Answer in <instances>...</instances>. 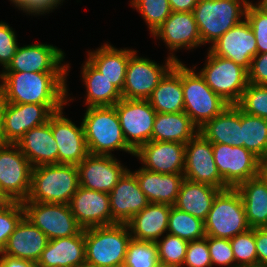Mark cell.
Segmentation results:
<instances>
[{"mask_svg": "<svg viewBox=\"0 0 267 267\" xmlns=\"http://www.w3.org/2000/svg\"><path fill=\"white\" fill-rule=\"evenodd\" d=\"M67 76L68 72H0V92L9 103L68 104L73 98H67Z\"/></svg>", "mask_w": 267, "mask_h": 267, "instance_id": "6da1fadb", "label": "cell"}, {"mask_svg": "<svg viewBox=\"0 0 267 267\" xmlns=\"http://www.w3.org/2000/svg\"><path fill=\"white\" fill-rule=\"evenodd\" d=\"M82 125L89 154L112 156L111 151L122 150L134 156L124 139L114 106L87 107Z\"/></svg>", "mask_w": 267, "mask_h": 267, "instance_id": "7a4b0ae2", "label": "cell"}, {"mask_svg": "<svg viewBox=\"0 0 267 267\" xmlns=\"http://www.w3.org/2000/svg\"><path fill=\"white\" fill-rule=\"evenodd\" d=\"M79 187L78 168L70 164L40 165L32 169L31 202L70 203Z\"/></svg>", "mask_w": 267, "mask_h": 267, "instance_id": "3957f363", "label": "cell"}, {"mask_svg": "<svg viewBox=\"0 0 267 267\" xmlns=\"http://www.w3.org/2000/svg\"><path fill=\"white\" fill-rule=\"evenodd\" d=\"M131 239L127 223L85 229L86 263L95 267L123 264Z\"/></svg>", "mask_w": 267, "mask_h": 267, "instance_id": "277c9868", "label": "cell"}, {"mask_svg": "<svg viewBox=\"0 0 267 267\" xmlns=\"http://www.w3.org/2000/svg\"><path fill=\"white\" fill-rule=\"evenodd\" d=\"M248 0H199L193 9L202 45H211L246 17ZM243 17V18H242Z\"/></svg>", "mask_w": 267, "mask_h": 267, "instance_id": "5b68a950", "label": "cell"}, {"mask_svg": "<svg viewBox=\"0 0 267 267\" xmlns=\"http://www.w3.org/2000/svg\"><path fill=\"white\" fill-rule=\"evenodd\" d=\"M182 63V87L184 112L200 129L208 121L219 115L229 104L218 96L196 71Z\"/></svg>", "mask_w": 267, "mask_h": 267, "instance_id": "8992f818", "label": "cell"}, {"mask_svg": "<svg viewBox=\"0 0 267 267\" xmlns=\"http://www.w3.org/2000/svg\"><path fill=\"white\" fill-rule=\"evenodd\" d=\"M206 236L231 239L250 229L240 193L236 188L220 190L204 221Z\"/></svg>", "mask_w": 267, "mask_h": 267, "instance_id": "52a82bcc", "label": "cell"}, {"mask_svg": "<svg viewBox=\"0 0 267 267\" xmlns=\"http://www.w3.org/2000/svg\"><path fill=\"white\" fill-rule=\"evenodd\" d=\"M200 75L207 85L229 105H237L248 85V71L230 59L207 52Z\"/></svg>", "mask_w": 267, "mask_h": 267, "instance_id": "ba28073f", "label": "cell"}, {"mask_svg": "<svg viewBox=\"0 0 267 267\" xmlns=\"http://www.w3.org/2000/svg\"><path fill=\"white\" fill-rule=\"evenodd\" d=\"M33 166L17 144L0 143V191L9 201H25L31 190Z\"/></svg>", "mask_w": 267, "mask_h": 267, "instance_id": "9c48e42d", "label": "cell"}, {"mask_svg": "<svg viewBox=\"0 0 267 267\" xmlns=\"http://www.w3.org/2000/svg\"><path fill=\"white\" fill-rule=\"evenodd\" d=\"M66 104H16L6 102L3 112L1 143L17 144L32 128L41 126Z\"/></svg>", "mask_w": 267, "mask_h": 267, "instance_id": "30bf717a", "label": "cell"}, {"mask_svg": "<svg viewBox=\"0 0 267 267\" xmlns=\"http://www.w3.org/2000/svg\"><path fill=\"white\" fill-rule=\"evenodd\" d=\"M22 204L25 217L49 240L74 236L82 230L68 204L31 202L27 199Z\"/></svg>", "mask_w": 267, "mask_h": 267, "instance_id": "8fae6325", "label": "cell"}, {"mask_svg": "<svg viewBox=\"0 0 267 267\" xmlns=\"http://www.w3.org/2000/svg\"><path fill=\"white\" fill-rule=\"evenodd\" d=\"M127 145L136 152L152 141V130L157 112L148 100L122 98L114 105Z\"/></svg>", "mask_w": 267, "mask_h": 267, "instance_id": "7c38bea8", "label": "cell"}, {"mask_svg": "<svg viewBox=\"0 0 267 267\" xmlns=\"http://www.w3.org/2000/svg\"><path fill=\"white\" fill-rule=\"evenodd\" d=\"M176 63L167 57L164 65L146 57L137 56V51L129 58L122 98L148 100L160 80Z\"/></svg>", "mask_w": 267, "mask_h": 267, "instance_id": "4fadbf2b", "label": "cell"}, {"mask_svg": "<svg viewBox=\"0 0 267 267\" xmlns=\"http://www.w3.org/2000/svg\"><path fill=\"white\" fill-rule=\"evenodd\" d=\"M212 149L218 172L228 188L260 175L261 160L246 148L212 144Z\"/></svg>", "mask_w": 267, "mask_h": 267, "instance_id": "5bb4252c", "label": "cell"}, {"mask_svg": "<svg viewBox=\"0 0 267 267\" xmlns=\"http://www.w3.org/2000/svg\"><path fill=\"white\" fill-rule=\"evenodd\" d=\"M185 179L227 189L214 161L212 143L199 132L185 144Z\"/></svg>", "mask_w": 267, "mask_h": 267, "instance_id": "9a60e30c", "label": "cell"}, {"mask_svg": "<svg viewBox=\"0 0 267 267\" xmlns=\"http://www.w3.org/2000/svg\"><path fill=\"white\" fill-rule=\"evenodd\" d=\"M62 49L49 44H30L18 47L2 72H69ZM64 62V64L62 63Z\"/></svg>", "mask_w": 267, "mask_h": 267, "instance_id": "2e32d148", "label": "cell"}, {"mask_svg": "<svg viewBox=\"0 0 267 267\" xmlns=\"http://www.w3.org/2000/svg\"><path fill=\"white\" fill-rule=\"evenodd\" d=\"M77 168L79 186L103 193H110L128 170L113 155L94 154H88Z\"/></svg>", "mask_w": 267, "mask_h": 267, "instance_id": "e0dca14e", "label": "cell"}, {"mask_svg": "<svg viewBox=\"0 0 267 267\" xmlns=\"http://www.w3.org/2000/svg\"><path fill=\"white\" fill-rule=\"evenodd\" d=\"M152 36L162 40L171 50L168 57L176 62L180 60L174 52L178 49H194L202 45L198 25L193 12H174L154 31Z\"/></svg>", "mask_w": 267, "mask_h": 267, "instance_id": "ac0fdd59", "label": "cell"}, {"mask_svg": "<svg viewBox=\"0 0 267 267\" xmlns=\"http://www.w3.org/2000/svg\"><path fill=\"white\" fill-rule=\"evenodd\" d=\"M64 108L51 116V130L58 146V164H80L89 154L82 122L76 126L64 116Z\"/></svg>", "mask_w": 267, "mask_h": 267, "instance_id": "d6986e66", "label": "cell"}, {"mask_svg": "<svg viewBox=\"0 0 267 267\" xmlns=\"http://www.w3.org/2000/svg\"><path fill=\"white\" fill-rule=\"evenodd\" d=\"M78 225L84 230L116 224L111 217L109 193L79 186L69 203Z\"/></svg>", "mask_w": 267, "mask_h": 267, "instance_id": "ffe728a7", "label": "cell"}, {"mask_svg": "<svg viewBox=\"0 0 267 267\" xmlns=\"http://www.w3.org/2000/svg\"><path fill=\"white\" fill-rule=\"evenodd\" d=\"M209 50L216 56L234 61L248 71L253 57L257 54L256 38L249 22L244 19L232 27L216 40Z\"/></svg>", "mask_w": 267, "mask_h": 267, "instance_id": "44dd1931", "label": "cell"}, {"mask_svg": "<svg viewBox=\"0 0 267 267\" xmlns=\"http://www.w3.org/2000/svg\"><path fill=\"white\" fill-rule=\"evenodd\" d=\"M143 168L161 174L183 173L185 144L179 142L149 141L134 154Z\"/></svg>", "mask_w": 267, "mask_h": 267, "instance_id": "7402d4cb", "label": "cell"}, {"mask_svg": "<svg viewBox=\"0 0 267 267\" xmlns=\"http://www.w3.org/2000/svg\"><path fill=\"white\" fill-rule=\"evenodd\" d=\"M109 197L111 217L116 223H127L149 204L135 174L129 169L111 190Z\"/></svg>", "mask_w": 267, "mask_h": 267, "instance_id": "603a6c76", "label": "cell"}, {"mask_svg": "<svg viewBox=\"0 0 267 267\" xmlns=\"http://www.w3.org/2000/svg\"><path fill=\"white\" fill-rule=\"evenodd\" d=\"M86 263L85 229L77 235L49 240L36 267H77Z\"/></svg>", "mask_w": 267, "mask_h": 267, "instance_id": "cb8c5ba5", "label": "cell"}, {"mask_svg": "<svg viewBox=\"0 0 267 267\" xmlns=\"http://www.w3.org/2000/svg\"><path fill=\"white\" fill-rule=\"evenodd\" d=\"M48 241V237L24 217L10 235L0 255L29 260L36 264Z\"/></svg>", "mask_w": 267, "mask_h": 267, "instance_id": "d4e9b609", "label": "cell"}, {"mask_svg": "<svg viewBox=\"0 0 267 267\" xmlns=\"http://www.w3.org/2000/svg\"><path fill=\"white\" fill-rule=\"evenodd\" d=\"M17 145L33 168L58 163V146L51 130V117L47 123L27 131Z\"/></svg>", "mask_w": 267, "mask_h": 267, "instance_id": "484cf974", "label": "cell"}, {"mask_svg": "<svg viewBox=\"0 0 267 267\" xmlns=\"http://www.w3.org/2000/svg\"><path fill=\"white\" fill-rule=\"evenodd\" d=\"M133 173L149 203L174 206L181 183L185 179L183 173L161 174L149 171L143 167H140Z\"/></svg>", "mask_w": 267, "mask_h": 267, "instance_id": "4316f807", "label": "cell"}, {"mask_svg": "<svg viewBox=\"0 0 267 267\" xmlns=\"http://www.w3.org/2000/svg\"><path fill=\"white\" fill-rule=\"evenodd\" d=\"M170 209L167 204L149 203L127 222L132 239L156 243L167 233Z\"/></svg>", "mask_w": 267, "mask_h": 267, "instance_id": "83f0119b", "label": "cell"}, {"mask_svg": "<svg viewBox=\"0 0 267 267\" xmlns=\"http://www.w3.org/2000/svg\"><path fill=\"white\" fill-rule=\"evenodd\" d=\"M136 52L133 49H117L104 43L100 48L88 51L87 61L122 91L129 58Z\"/></svg>", "mask_w": 267, "mask_h": 267, "instance_id": "f1b7e54d", "label": "cell"}, {"mask_svg": "<svg viewBox=\"0 0 267 267\" xmlns=\"http://www.w3.org/2000/svg\"><path fill=\"white\" fill-rule=\"evenodd\" d=\"M148 101L157 113L184 111L181 61L176 62L160 80Z\"/></svg>", "mask_w": 267, "mask_h": 267, "instance_id": "f546056e", "label": "cell"}, {"mask_svg": "<svg viewBox=\"0 0 267 267\" xmlns=\"http://www.w3.org/2000/svg\"><path fill=\"white\" fill-rule=\"evenodd\" d=\"M241 109L229 105L219 115L199 129L212 144H226L241 147Z\"/></svg>", "mask_w": 267, "mask_h": 267, "instance_id": "4dcf8cb0", "label": "cell"}, {"mask_svg": "<svg viewBox=\"0 0 267 267\" xmlns=\"http://www.w3.org/2000/svg\"><path fill=\"white\" fill-rule=\"evenodd\" d=\"M239 191L250 228L267 227V181L261 176L240 183Z\"/></svg>", "mask_w": 267, "mask_h": 267, "instance_id": "1f68e13d", "label": "cell"}, {"mask_svg": "<svg viewBox=\"0 0 267 267\" xmlns=\"http://www.w3.org/2000/svg\"><path fill=\"white\" fill-rule=\"evenodd\" d=\"M219 191L214 186L184 179L174 207L205 221Z\"/></svg>", "mask_w": 267, "mask_h": 267, "instance_id": "d6a6232c", "label": "cell"}, {"mask_svg": "<svg viewBox=\"0 0 267 267\" xmlns=\"http://www.w3.org/2000/svg\"><path fill=\"white\" fill-rule=\"evenodd\" d=\"M199 129L184 112L157 113L152 130V141L188 143Z\"/></svg>", "mask_w": 267, "mask_h": 267, "instance_id": "836d02e7", "label": "cell"}, {"mask_svg": "<svg viewBox=\"0 0 267 267\" xmlns=\"http://www.w3.org/2000/svg\"><path fill=\"white\" fill-rule=\"evenodd\" d=\"M82 66L86 107L114 106L122 99L121 91L87 60Z\"/></svg>", "mask_w": 267, "mask_h": 267, "instance_id": "e575fe53", "label": "cell"}, {"mask_svg": "<svg viewBox=\"0 0 267 267\" xmlns=\"http://www.w3.org/2000/svg\"><path fill=\"white\" fill-rule=\"evenodd\" d=\"M241 147L251 151L260 160L267 158V119L241 110Z\"/></svg>", "mask_w": 267, "mask_h": 267, "instance_id": "d590c367", "label": "cell"}, {"mask_svg": "<svg viewBox=\"0 0 267 267\" xmlns=\"http://www.w3.org/2000/svg\"><path fill=\"white\" fill-rule=\"evenodd\" d=\"M167 233L184 240L194 241L206 237L204 221L171 206Z\"/></svg>", "mask_w": 267, "mask_h": 267, "instance_id": "8d00e7d4", "label": "cell"}, {"mask_svg": "<svg viewBox=\"0 0 267 267\" xmlns=\"http://www.w3.org/2000/svg\"><path fill=\"white\" fill-rule=\"evenodd\" d=\"M188 241L166 233L156 242L159 264L163 266L182 267Z\"/></svg>", "mask_w": 267, "mask_h": 267, "instance_id": "74e56055", "label": "cell"}, {"mask_svg": "<svg viewBox=\"0 0 267 267\" xmlns=\"http://www.w3.org/2000/svg\"><path fill=\"white\" fill-rule=\"evenodd\" d=\"M235 267H256L258 256L255 244V228H250L230 239Z\"/></svg>", "mask_w": 267, "mask_h": 267, "instance_id": "f35d334b", "label": "cell"}, {"mask_svg": "<svg viewBox=\"0 0 267 267\" xmlns=\"http://www.w3.org/2000/svg\"><path fill=\"white\" fill-rule=\"evenodd\" d=\"M130 4L141 14L151 34L172 13L169 0H131Z\"/></svg>", "mask_w": 267, "mask_h": 267, "instance_id": "ab89813d", "label": "cell"}, {"mask_svg": "<svg viewBox=\"0 0 267 267\" xmlns=\"http://www.w3.org/2000/svg\"><path fill=\"white\" fill-rule=\"evenodd\" d=\"M124 263L128 267H158L160 264L156 243L131 239Z\"/></svg>", "mask_w": 267, "mask_h": 267, "instance_id": "60d3db41", "label": "cell"}, {"mask_svg": "<svg viewBox=\"0 0 267 267\" xmlns=\"http://www.w3.org/2000/svg\"><path fill=\"white\" fill-rule=\"evenodd\" d=\"M237 106L247 114L267 119V85L248 83Z\"/></svg>", "mask_w": 267, "mask_h": 267, "instance_id": "b9f144b4", "label": "cell"}, {"mask_svg": "<svg viewBox=\"0 0 267 267\" xmlns=\"http://www.w3.org/2000/svg\"><path fill=\"white\" fill-rule=\"evenodd\" d=\"M24 217L25 211L22 202L9 201L0 209V254L10 235Z\"/></svg>", "mask_w": 267, "mask_h": 267, "instance_id": "7bdbcfd3", "label": "cell"}, {"mask_svg": "<svg viewBox=\"0 0 267 267\" xmlns=\"http://www.w3.org/2000/svg\"><path fill=\"white\" fill-rule=\"evenodd\" d=\"M245 19L255 35L257 54L267 53V13L251 1L247 6Z\"/></svg>", "mask_w": 267, "mask_h": 267, "instance_id": "ee69618b", "label": "cell"}, {"mask_svg": "<svg viewBox=\"0 0 267 267\" xmlns=\"http://www.w3.org/2000/svg\"><path fill=\"white\" fill-rule=\"evenodd\" d=\"M212 266L235 267V258L229 239L206 236Z\"/></svg>", "mask_w": 267, "mask_h": 267, "instance_id": "f6af8a7d", "label": "cell"}, {"mask_svg": "<svg viewBox=\"0 0 267 267\" xmlns=\"http://www.w3.org/2000/svg\"><path fill=\"white\" fill-rule=\"evenodd\" d=\"M182 267H212L206 237L189 241Z\"/></svg>", "mask_w": 267, "mask_h": 267, "instance_id": "bcb514c9", "label": "cell"}, {"mask_svg": "<svg viewBox=\"0 0 267 267\" xmlns=\"http://www.w3.org/2000/svg\"><path fill=\"white\" fill-rule=\"evenodd\" d=\"M18 47L15 30L8 23L0 21V65L3 70L11 62Z\"/></svg>", "mask_w": 267, "mask_h": 267, "instance_id": "7dc6e473", "label": "cell"}, {"mask_svg": "<svg viewBox=\"0 0 267 267\" xmlns=\"http://www.w3.org/2000/svg\"><path fill=\"white\" fill-rule=\"evenodd\" d=\"M248 83L267 85V53L253 57L248 70Z\"/></svg>", "mask_w": 267, "mask_h": 267, "instance_id": "c3c4849f", "label": "cell"}, {"mask_svg": "<svg viewBox=\"0 0 267 267\" xmlns=\"http://www.w3.org/2000/svg\"><path fill=\"white\" fill-rule=\"evenodd\" d=\"M258 267H267V227L255 228Z\"/></svg>", "mask_w": 267, "mask_h": 267, "instance_id": "681fc988", "label": "cell"}, {"mask_svg": "<svg viewBox=\"0 0 267 267\" xmlns=\"http://www.w3.org/2000/svg\"><path fill=\"white\" fill-rule=\"evenodd\" d=\"M62 1V2H61ZM64 0H28V14L44 15L50 13L59 7Z\"/></svg>", "mask_w": 267, "mask_h": 267, "instance_id": "f907efd6", "label": "cell"}, {"mask_svg": "<svg viewBox=\"0 0 267 267\" xmlns=\"http://www.w3.org/2000/svg\"><path fill=\"white\" fill-rule=\"evenodd\" d=\"M0 267H36L32 261L0 255Z\"/></svg>", "mask_w": 267, "mask_h": 267, "instance_id": "816d5d0a", "label": "cell"}, {"mask_svg": "<svg viewBox=\"0 0 267 267\" xmlns=\"http://www.w3.org/2000/svg\"><path fill=\"white\" fill-rule=\"evenodd\" d=\"M199 0H169L171 10L174 12H193Z\"/></svg>", "mask_w": 267, "mask_h": 267, "instance_id": "f5cc1de1", "label": "cell"}, {"mask_svg": "<svg viewBox=\"0 0 267 267\" xmlns=\"http://www.w3.org/2000/svg\"><path fill=\"white\" fill-rule=\"evenodd\" d=\"M19 10H23L24 13L28 14V0H9Z\"/></svg>", "mask_w": 267, "mask_h": 267, "instance_id": "db71d44e", "label": "cell"}, {"mask_svg": "<svg viewBox=\"0 0 267 267\" xmlns=\"http://www.w3.org/2000/svg\"><path fill=\"white\" fill-rule=\"evenodd\" d=\"M6 105V101L4 99L3 94L0 92V143H1V131H2V124H3V112Z\"/></svg>", "mask_w": 267, "mask_h": 267, "instance_id": "11a10c76", "label": "cell"}, {"mask_svg": "<svg viewBox=\"0 0 267 267\" xmlns=\"http://www.w3.org/2000/svg\"><path fill=\"white\" fill-rule=\"evenodd\" d=\"M260 175L267 181V158L261 160Z\"/></svg>", "mask_w": 267, "mask_h": 267, "instance_id": "9f6ffc18", "label": "cell"}, {"mask_svg": "<svg viewBox=\"0 0 267 267\" xmlns=\"http://www.w3.org/2000/svg\"><path fill=\"white\" fill-rule=\"evenodd\" d=\"M9 202V200L2 194L0 191V209L6 205Z\"/></svg>", "mask_w": 267, "mask_h": 267, "instance_id": "6f0895ef", "label": "cell"}, {"mask_svg": "<svg viewBox=\"0 0 267 267\" xmlns=\"http://www.w3.org/2000/svg\"><path fill=\"white\" fill-rule=\"evenodd\" d=\"M257 4L267 13V0H260Z\"/></svg>", "mask_w": 267, "mask_h": 267, "instance_id": "680465c9", "label": "cell"}, {"mask_svg": "<svg viewBox=\"0 0 267 267\" xmlns=\"http://www.w3.org/2000/svg\"><path fill=\"white\" fill-rule=\"evenodd\" d=\"M77 267H95V266L84 263V264L78 265Z\"/></svg>", "mask_w": 267, "mask_h": 267, "instance_id": "91938a15", "label": "cell"}, {"mask_svg": "<svg viewBox=\"0 0 267 267\" xmlns=\"http://www.w3.org/2000/svg\"><path fill=\"white\" fill-rule=\"evenodd\" d=\"M114 267H128V266L125 263H123V264H120V265H116Z\"/></svg>", "mask_w": 267, "mask_h": 267, "instance_id": "94428289", "label": "cell"}, {"mask_svg": "<svg viewBox=\"0 0 267 267\" xmlns=\"http://www.w3.org/2000/svg\"><path fill=\"white\" fill-rule=\"evenodd\" d=\"M158 267H172V266H163V265H159Z\"/></svg>", "mask_w": 267, "mask_h": 267, "instance_id": "6125c7cd", "label": "cell"}]
</instances>
